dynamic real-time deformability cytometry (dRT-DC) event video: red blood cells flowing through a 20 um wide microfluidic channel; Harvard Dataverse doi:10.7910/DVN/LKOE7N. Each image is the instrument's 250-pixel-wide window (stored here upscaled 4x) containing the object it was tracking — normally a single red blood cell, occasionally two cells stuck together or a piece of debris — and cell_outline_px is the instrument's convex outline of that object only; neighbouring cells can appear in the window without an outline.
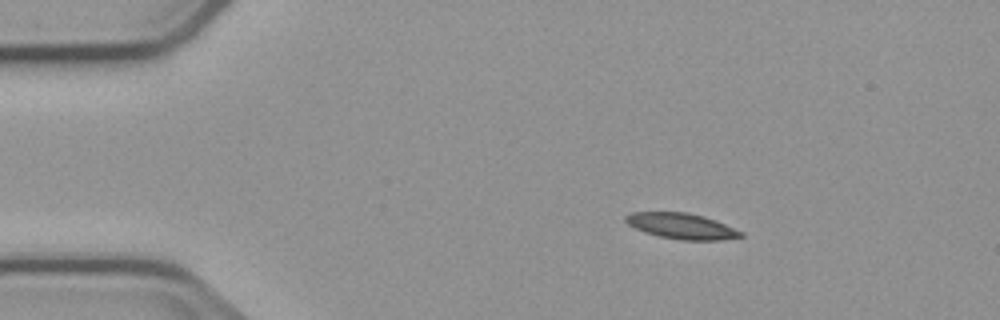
{"species": "common noctule bat (a hibernating species)", "species_latin": "Nyctalus noctula", "temperature_condition": "cold", "stored_images_in_passage": 3, "camera_frame_rate_fps": 3000, "um_per_image_px": 0.085, "animal": {"sex": "male", "body_mass_g": 23.1, "forearm_length_mm": 52.7}, "frame": {"image": 1, "passage_image": 1, "time_ms": 0.0, "image_size_px": [1000, 320], "cell_outline_px": [[744, 236], [720, 240], [680, 240], [660, 236], [644, 232], [628, 224], [624, 220], [624, 216], [632, 212], [688, 212], [704, 216], [716, 220], [744, 232]], "centroid_in_image_um": [57.95, 19.21], "position_along_channel_um": 27.1, "area_um2": 17.34}}